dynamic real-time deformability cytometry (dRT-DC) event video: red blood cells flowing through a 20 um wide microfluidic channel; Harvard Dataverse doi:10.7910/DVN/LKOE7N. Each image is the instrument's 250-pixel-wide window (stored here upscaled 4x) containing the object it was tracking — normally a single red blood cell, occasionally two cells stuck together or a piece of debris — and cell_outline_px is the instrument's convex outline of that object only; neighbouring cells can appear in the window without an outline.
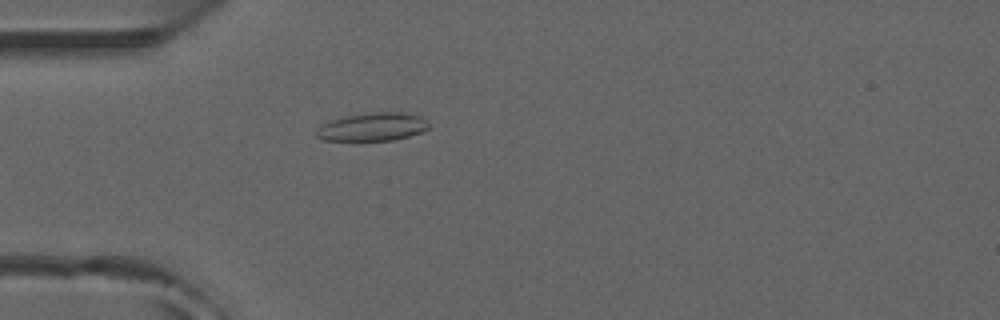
{"species": "common noctule bat (a hibernating species)", "species_latin": "Nyctalus noctula", "temperature_condition": "room temperature", "stored_images_in_passage": 38, "camera_frame_rate_fps": 3000, "um_per_image_px": 0.085, "animal": {"sex": "male", "forearm_length_mm": 52.5}, "frame": {"image": 1, "passage_image": 1, "time_ms": 0.0, "image_size_px": [1000, 320], "cell_outline_px": [[428, 128], [424, 132], [392, 140], [324, 140], [316, 136], [316, 128], [332, 120], [344, 116], [372, 112], [408, 112], [420, 116], [428, 124]], "centroid_in_image_um": [31.68, 10.77], "position_along_channel_um": 53.3, "area_um2": 18.38}}
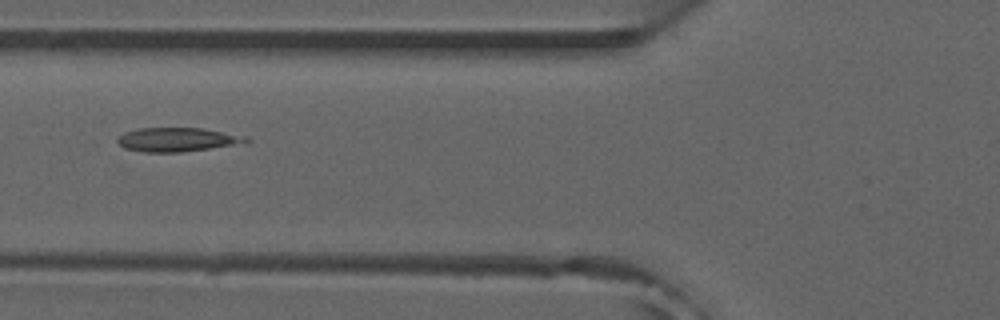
{"frame": {"image": 2, "passage_image": 6, "time_ms": 1.667, "image_size_px": [1000, 320], "cell_outline_px": [[252, 140], [232, 144], [208, 148], [180, 152], [144, 152], [124, 148], [116, 140], [124, 132], [140, 128], [200, 128], [248, 136]], "centroid_in_image_um": [15.02, 11.86], "position_along_channel_um": 110.8, "area_um2": 17.57}}